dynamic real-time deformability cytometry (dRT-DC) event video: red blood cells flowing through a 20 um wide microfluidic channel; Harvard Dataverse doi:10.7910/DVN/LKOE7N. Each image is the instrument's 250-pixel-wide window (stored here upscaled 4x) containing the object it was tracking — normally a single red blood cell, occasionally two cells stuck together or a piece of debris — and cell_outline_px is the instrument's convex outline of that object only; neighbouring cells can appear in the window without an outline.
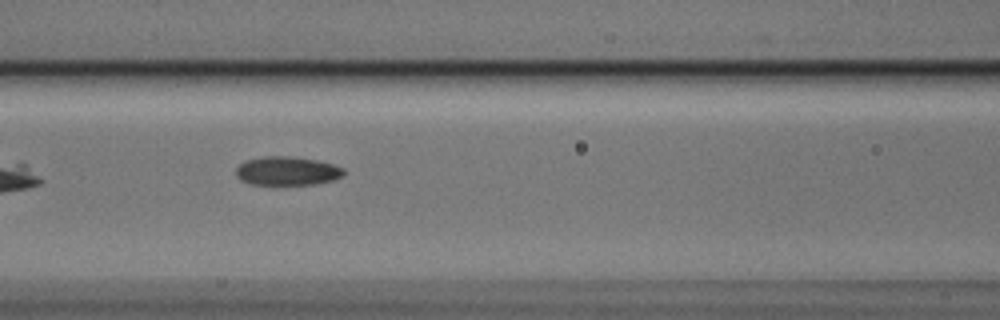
{"species": "Egyptian fruit bat (a non-hibernating species)", "species_latin": "Rousettus aegyptiacus", "temperature_condition": "cold", "stored_images_in_passage": 9, "camera_frame_rate_fps": 3000, "um_per_image_px": 0.085, "animal": {"sex": "male"}, "frame": {"image": 1, "passage_image": 8, "time_ms": 2.333, "image_size_px": [1000, 320], "cell_outline_px": [[344, 176], [332, 180], [312, 184], [248, 184], [240, 180], [236, 176], [236, 168], [244, 160], [264, 156], [288, 156], [316, 160], [332, 164], [344, 168]], "centroid_in_image_um": [24.37, 14.52], "position_along_channel_um": 142.2, "area_um2": 18.03}}
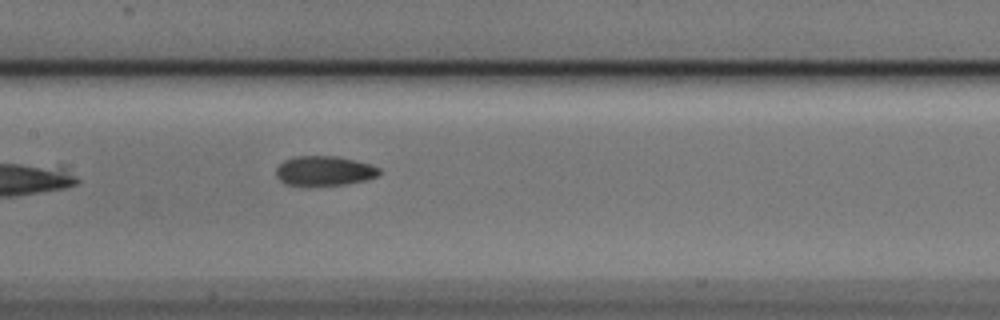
{"frame": {"image": 2, "passage_image": 9, "time_ms": 2.667, "image_size_px": [1000, 320], "cell_outline_px": [[380, 172], [376, 176], [368, 180], [344, 184], [284, 184], [276, 176], [276, 168], [284, 160], [292, 156], [340, 156], [356, 160], [380, 168]], "centroid_in_image_um": [27.56, 14.49], "position_along_channel_um": 179.8, "area_um2": 17.63}}